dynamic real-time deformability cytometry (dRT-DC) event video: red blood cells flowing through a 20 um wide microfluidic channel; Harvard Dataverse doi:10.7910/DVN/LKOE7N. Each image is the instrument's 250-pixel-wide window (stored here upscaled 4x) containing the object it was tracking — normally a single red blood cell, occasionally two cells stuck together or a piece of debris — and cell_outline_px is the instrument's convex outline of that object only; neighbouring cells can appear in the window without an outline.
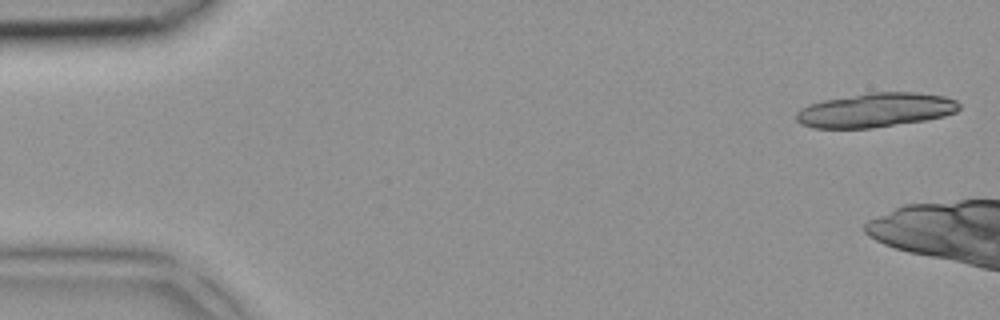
{"species": "common noctule bat (a hibernating species)", "species_latin": "Nyctalus noctula", "temperature_condition": "room temperature", "stored_images_in_passage": 4, "camera_frame_rate_fps": 3000, "um_per_image_px": 0.085, "animal": {"sex": "female", "body_mass_g": 18.4}, "frame": {"image": 1, "passage_image": 1, "time_ms": 0.0, "image_size_px": [1000, 320], "cell_outline_px": [[960, 108], [956, 112], [944, 116], [924, 120], [872, 128], [812, 128], [800, 124], [796, 120], [796, 112], [800, 108], [808, 104], [824, 100], [868, 92], [916, 92], [944, 96], [956, 100], [960, 104]], "centroid_in_image_um": [74.4, 9.35], "position_along_channel_um": 10.6, "area_um2": 32.66}}